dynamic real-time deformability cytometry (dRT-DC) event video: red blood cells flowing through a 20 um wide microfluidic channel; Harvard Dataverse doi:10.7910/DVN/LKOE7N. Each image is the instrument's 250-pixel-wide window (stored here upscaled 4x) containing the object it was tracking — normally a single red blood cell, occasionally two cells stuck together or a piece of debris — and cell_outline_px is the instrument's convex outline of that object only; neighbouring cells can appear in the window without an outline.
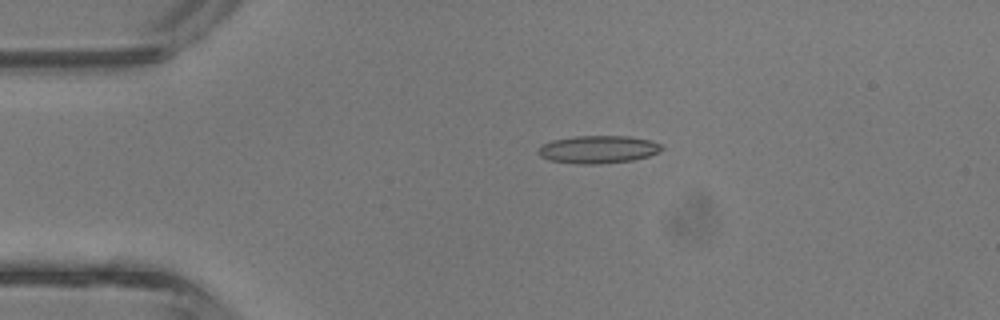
{"species": "common noctule bat (a hibernating species)", "species_latin": "Nyctalus noctula", "temperature_condition": "room temperature", "stored_images_in_passage": 36, "camera_frame_rate_fps": 3000, "um_per_image_px": 0.085, "animal": {"sex": "male", "body_mass_g": 13.3}, "frame": {"image": 1, "passage_image": 3, "time_ms": 0.667, "image_size_px": [1000, 320], "cell_outline_px": [[664, 148], [648, 156], [632, 160], [596, 164], [576, 164], [552, 160], [540, 156], [536, 152], [544, 144], [552, 140], [576, 136], [628, 136], [652, 140], [660, 144]], "centroid_in_image_um": [50.84, 12.69], "position_along_channel_um": 34.2, "area_um2": 19.77}}
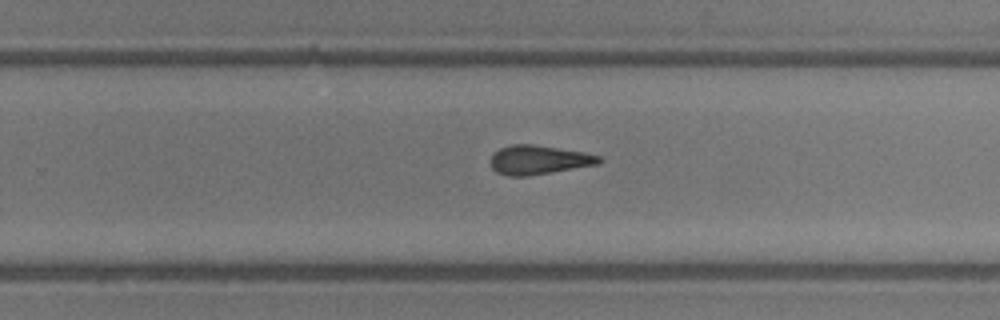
{"frame": {"image": 2, "passage_image": 21, "time_ms": 6.667, "image_size_px": [1000, 320], "cell_outline_px": [[604, 160], [600, 164], [528, 176], [508, 176], [496, 172], [492, 168], [492, 156], [500, 148], [512, 144], [532, 144], [584, 152], [600, 156]], "centroid_in_image_um": [45.83, 13.59], "position_along_channel_um": 284.0, "area_um2": 18.32}}
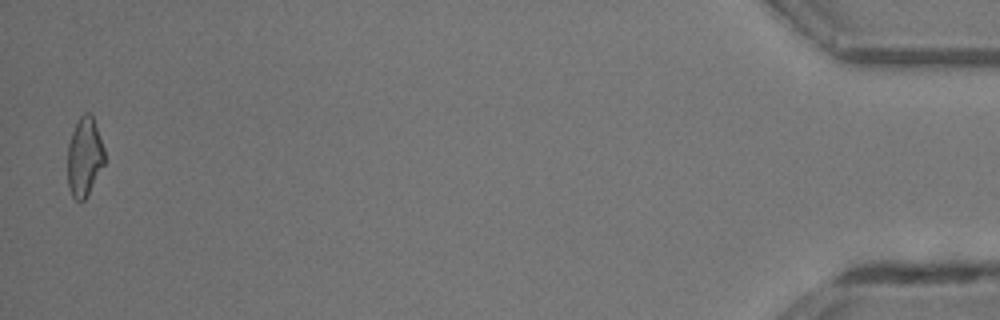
{"frame": {"image": 3, "passage_image": 36, "time_ms": 11.667, "image_size_px": [1000, 320], "cell_outline_px": [[104, 164], [88, 196], [80, 204], [72, 196], [68, 184], [68, 144], [72, 132], [80, 116], [84, 112], [88, 112], [92, 116], [104, 148]], "centroid_in_image_um": [7.17, 13.38], "position_along_channel_um": 428.0, "area_um2": 16.99}, "authors_computed_cell_mechanics": {"area_um2": 18.2648, "velocity_mm_per_s": 4.84, "shape_relaxation_time_tau1_ms": null, "shape_relaxation_time_tau2_ms": 4.4959, "deformation_change_tau1": null, "deformation_change_tau2": 0.1763}}